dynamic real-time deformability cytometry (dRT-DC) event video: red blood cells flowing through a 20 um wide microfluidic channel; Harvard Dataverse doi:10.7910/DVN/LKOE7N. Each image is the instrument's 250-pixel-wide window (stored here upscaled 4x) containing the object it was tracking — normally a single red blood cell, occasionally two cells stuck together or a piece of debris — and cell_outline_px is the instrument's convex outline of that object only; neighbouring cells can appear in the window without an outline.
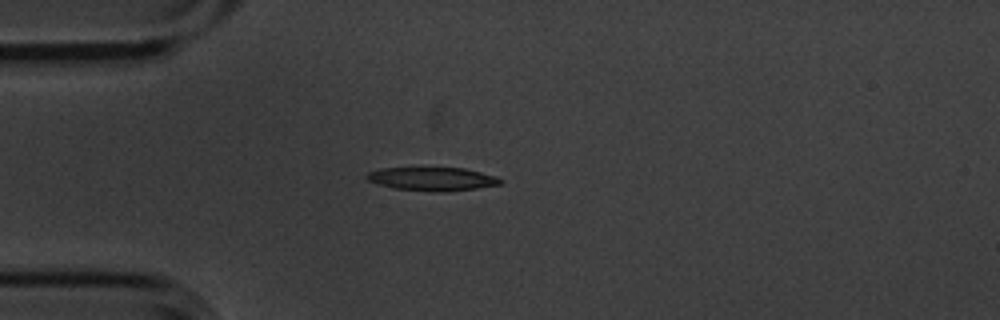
{"species": "common noctule bat (a hibernating species)", "species_latin": "Nyctalus noctula", "temperature_condition": "cold", "stored_images_in_passage": 4, "camera_frame_rate_fps": 3000, "um_per_image_px": 0.085, "animal": {"sex": "male", "body_mass_g": 20.1, "forearm_length_mm": 53.5}, "frame": {"image": 1, "passage_image": 4, "time_ms": 1.0, "image_size_px": [1000, 320], "cell_outline_px": [[504, 180], [500, 184], [476, 188], [396, 188], [380, 184], [368, 180], [364, 176], [368, 172], [380, 168], [464, 168], [496, 176]], "centroid_in_image_um": [36.73, 15.14], "position_along_channel_um": 48.3, "area_um2": 16.82}}